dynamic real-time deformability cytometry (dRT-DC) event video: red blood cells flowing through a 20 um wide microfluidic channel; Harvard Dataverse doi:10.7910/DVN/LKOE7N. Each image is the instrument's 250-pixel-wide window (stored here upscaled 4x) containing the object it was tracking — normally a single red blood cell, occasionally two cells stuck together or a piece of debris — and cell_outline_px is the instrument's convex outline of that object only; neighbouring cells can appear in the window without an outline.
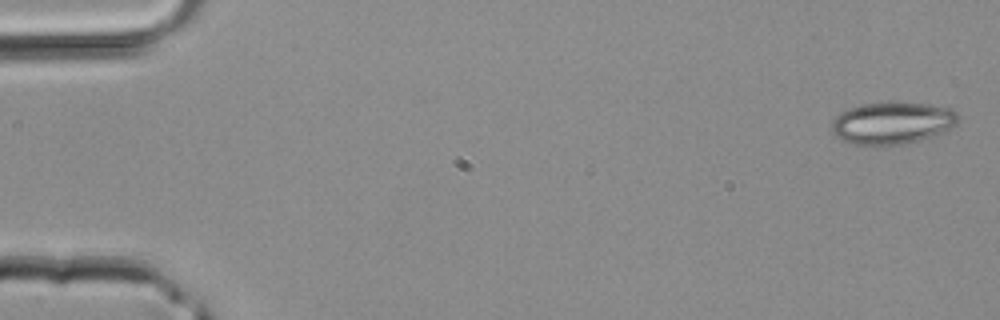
{"species": "common noctule bat (a hibernating species)", "species_latin": "Nyctalus noctula", "temperature_condition": "room temperature", "stored_images_in_passage": 9, "camera_frame_rate_fps": 3000, "um_per_image_px": 0.085, "animal": {"sex": "male", "body_mass_g": 20.4}, "frame": {"image": 1, "passage_image": 1, "time_ms": 0.0, "image_size_px": [1000, 320], "cell_outline_px": [[960, 120], [952, 128], [936, 136], [904, 144], [872, 148], [852, 144], [836, 136], [832, 132], [832, 120], [840, 112], [864, 104], [896, 100], [928, 104], [952, 108], [960, 116]], "centroid_in_image_um": [75.88, 10.47], "position_along_channel_um": 9.1, "area_um2": 32.25}}